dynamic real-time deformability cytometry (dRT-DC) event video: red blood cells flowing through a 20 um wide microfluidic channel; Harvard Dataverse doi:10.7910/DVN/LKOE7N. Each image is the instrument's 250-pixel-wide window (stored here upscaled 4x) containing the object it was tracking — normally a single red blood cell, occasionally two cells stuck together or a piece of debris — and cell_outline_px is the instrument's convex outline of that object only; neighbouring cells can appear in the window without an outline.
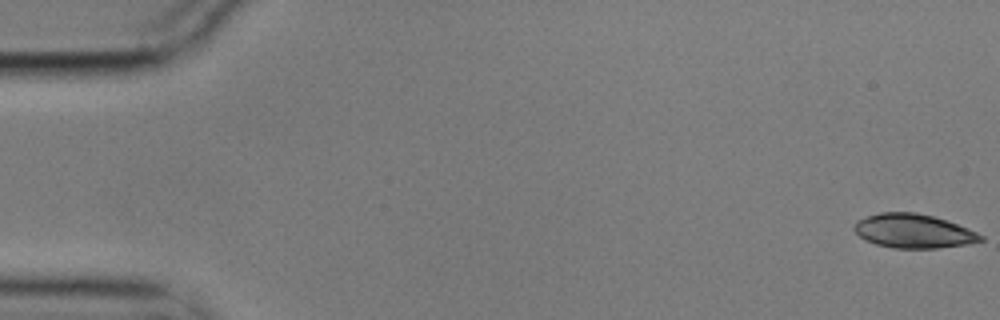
{"species": "common noctule bat (a hibernating species)", "species_latin": "Nyctalus noctula", "temperature_condition": "cold", "stored_images_in_passage": 8, "camera_frame_rate_fps": 3000, "um_per_image_px": 0.085, "animal": {"sex": "male", "body_mass_g": 17.9}, "frame": {"image": 1, "passage_image": 1, "time_ms": 0.0, "image_size_px": [1000, 320], "cell_outline_px": [[984, 240], [968, 244], [936, 248], [892, 248], [876, 244], [864, 240], [852, 228], [856, 220], [880, 212], [916, 212], [932, 216], [968, 228], [984, 236]], "centroid_in_image_um": [77.62, 19.64], "position_along_channel_um": 7.4, "area_um2": 25.03}}